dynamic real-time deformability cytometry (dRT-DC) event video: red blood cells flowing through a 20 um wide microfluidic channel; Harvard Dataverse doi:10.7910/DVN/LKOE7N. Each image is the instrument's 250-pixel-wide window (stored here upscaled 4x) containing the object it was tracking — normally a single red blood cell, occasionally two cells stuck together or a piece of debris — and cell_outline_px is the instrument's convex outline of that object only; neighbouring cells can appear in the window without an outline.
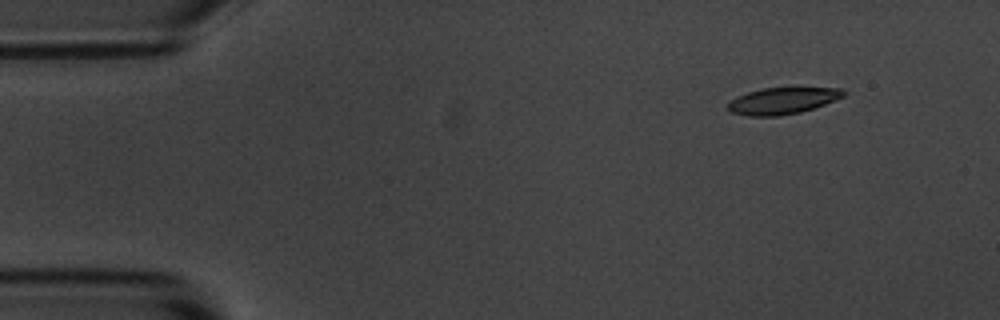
{"species": "common noctule bat (a hibernating species)", "species_latin": "Nyctalus noctula", "temperature_condition": "room temperature", "stored_images_in_passage": 6, "camera_frame_rate_fps": 3000, "um_per_image_px": 0.085, "animal": {"sex": "male", "body_mass_g": 20.1, "forearm_length_mm": 53.5}, "frame": {"image": 1, "passage_image": 1, "time_ms": 0.0, "image_size_px": [1000, 320], "cell_outline_px": [[848, 92], [844, 96], [824, 104], [800, 112], [776, 116], [748, 116], [732, 112], [728, 108], [728, 104], [736, 96], [748, 92], [764, 88], [840, 88]], "centroid_in_image_um": [66.52, 8.56], "position_along_channel_um": 18.5, "area_um2": 17.63}}
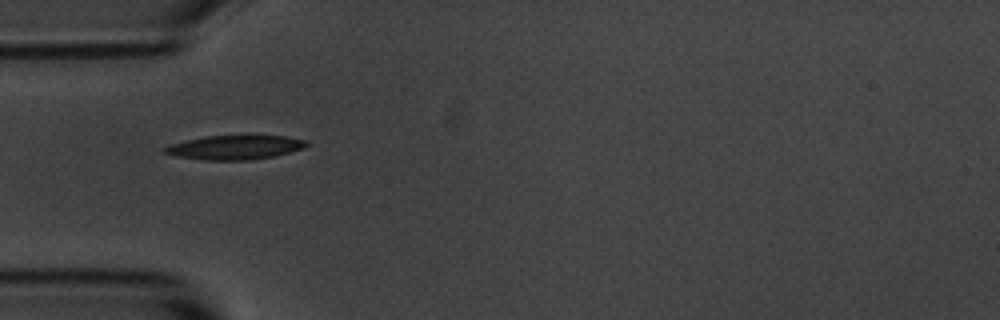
{"frame": {"image": 2, "passage_image": 4, "time_ms": 3.667, "image_size_px": [1000, 320], "cell_outline_px": [[308, 144], [304, 148], [272, 156], [252, 160], [200, 160], [176, 156], [164, 152], [160, 148], [172, 144], [204, 136], [284, 136], [304, 140]], "centroid_in_image_um": [19.91, 12.54], "position_along_channel_um": 65.1, "area_um2": 19.71}}
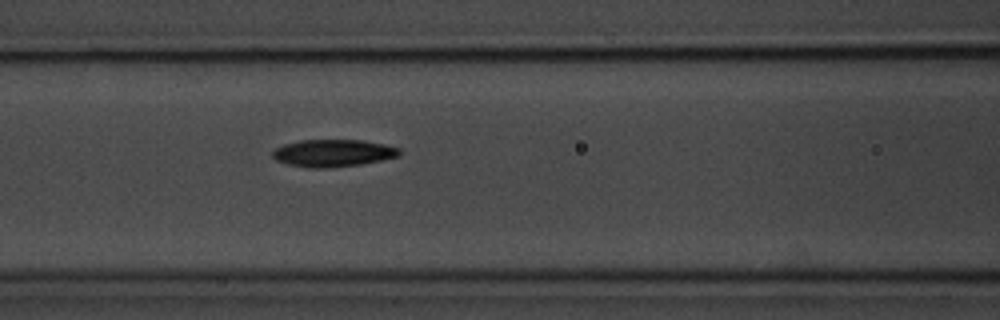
{"frame": {"image": 3, "passage_image": 6, "time_ms": 5.667, "image_size_px": [1000, 320], "cell_outline_px": [[400, 156], [360, 164], [324, 168], [312, 168], [288, 164], [276, 160], [272, 156], [272, 152], [276, 148], [284, 144], [300, 140], [360, 140], [384, 144], [400, 148]], "centroid_in_image_um": [28.3, 13.0], "position_along_channel_um": 138.3, "area_um2": 20.0}}